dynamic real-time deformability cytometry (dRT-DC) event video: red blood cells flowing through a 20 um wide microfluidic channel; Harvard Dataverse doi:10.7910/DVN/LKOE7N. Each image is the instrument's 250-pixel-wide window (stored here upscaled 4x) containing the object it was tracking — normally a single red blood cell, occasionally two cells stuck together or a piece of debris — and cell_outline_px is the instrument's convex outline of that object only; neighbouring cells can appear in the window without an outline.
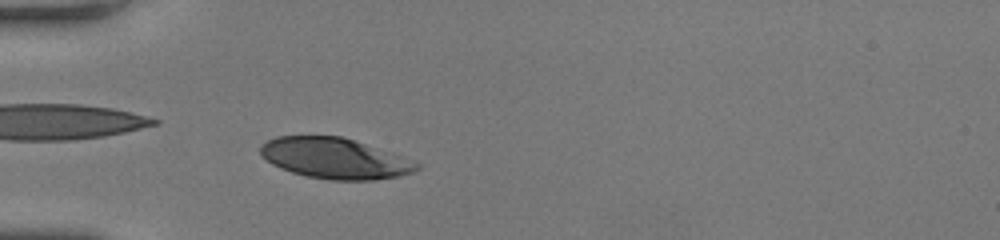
{"species": "human", "species_latin": "Homo sapiens", "temperature_condition": "room temperature", "stored_images_in_passage": 39, "camera_frame_rate_fps": 3000, "um_per_image_px": 0.085, "donor": {"sex": "female"}, "frame": {"image": 1, "passage_image": 8, "time_ms": 2.333, "image_size_px": [1000, 240], "cell_outline_px": [[424, 164], [420, 168], [412, 172], [400, 176], [372, 180], [332, 180], [308, 176], [292, 172], [280, 168], [272, 164], [260, 156], [260, 144], [276, 136], [340, 136], [404, 156]], "centroid_in_image_um": [28.48, 13.46], "position_along_channel_um": 56.5, "area_um2": 37.22}}
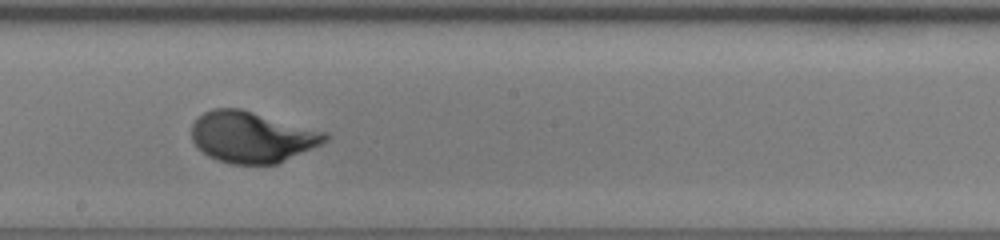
{"frame": {"image": 2, "passage_image": 21, "time_ms": 6.667, "image_size_px": [1000, 240], "cell_outline_px": [[332, 136], [324, 144], [276, 164], [232, 164], [216, 160], [208, 156], [192, 140], [192, 124], [204, 112], [212, 108], [240, 108], [328, 132]], "centroid_in_image_um": [21.47, 11.64], "position_along_channel_um": 226.7, "area_um2": 40.0}}
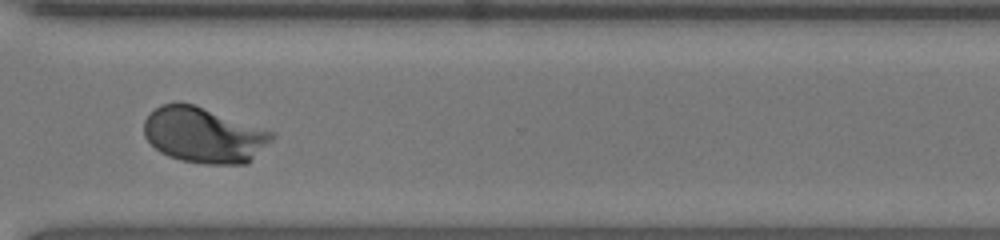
{"frame": {"image": 3, "passage_image": 30, "time_ms": 9.667, "image_size_px": [1000, 240], "cell_outline_px": [[276, 136], [248, 164], [204, 164], [180, 160], [168, 156], [160, 152], [144, 136], [144, 120], [160, 104], [192, 104], [276, 132]], "centroid_in_image_um": [17.36, 11.51], "position_along_channel_um": 353.2, "area_um2": 41.21}, "authors_computed_cell_mechanics": {"area_um2": 39.3618, "velocity_mm_per_s": 4.1989, "shape_relaxation_time_tau1_ms": 2.6181, "shape_relaxation_time_tau2_ms": null, "deformation_change_tau1": 0.1708, "deformation_change_tau2": null}}